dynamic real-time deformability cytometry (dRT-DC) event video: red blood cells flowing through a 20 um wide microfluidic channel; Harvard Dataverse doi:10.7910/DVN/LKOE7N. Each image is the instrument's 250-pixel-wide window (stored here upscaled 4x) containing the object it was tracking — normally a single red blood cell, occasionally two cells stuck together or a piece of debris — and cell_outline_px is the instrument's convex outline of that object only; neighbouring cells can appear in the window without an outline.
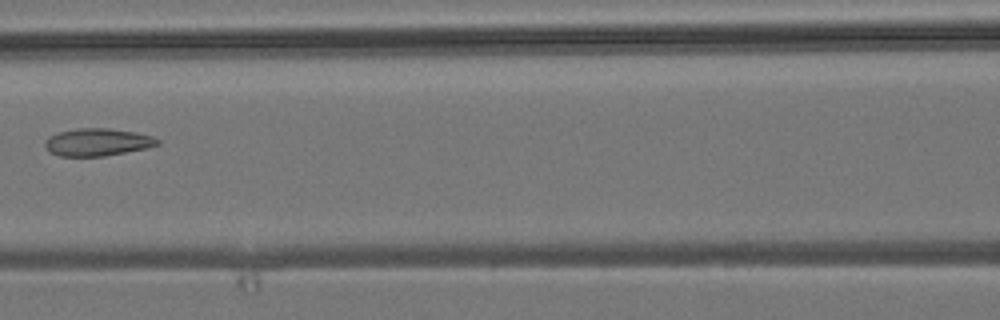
{"species": "common noctule bat (a hibernating species)", "species_latin": "Nyctalus noctula", "temperature_condition": "room temperature", "stored_images_in_passage": 7, "camera_frame_rate_fps": 3000, "um_per_image_px": 0.085, "animal": {"sex": "male", "body_mass_g": 19.2, "forearm_length_mm": 51.8}, "frame": {"image": 1, "passage_image": 6, "time_ms": 6.0, "image_size_px": [1000, 320], "cell_outline_px": [[160, 144], [148, 148], [104, 156], [60, 156], [48, 152], [44, 144], [44, 140], [48, 136], [60, 132], [80, 128], [108, 128], [136, 132], [152, 136], [160, 140]], "centroid_in_image_um": [8.28, 12.08], "position_along_channel_um": 158.3, "area_um2": 18.15}}
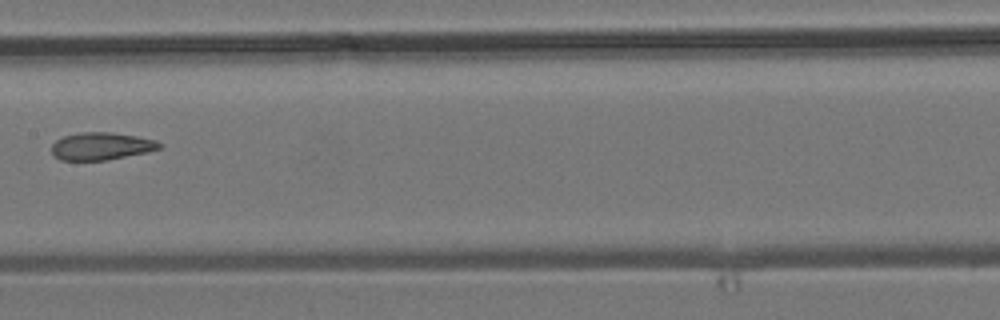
{"frame": {"image": 2, "passage_image": 7, "time_ms": 7.0, "image_size_px": [1000, 320], "cell_outline_px": [[164, 148], [148, 152], [108, 160], [60, 160], [52, 152], [52, 144], [56, 140], [64, 136], [80, 132], [112, 132], [136, 136], [156, 140], [164, 144]], "centroid_in_image_um": [8.67, 12.42], "position_along_channel_um": 198.7, "area_um2": 17.46}}